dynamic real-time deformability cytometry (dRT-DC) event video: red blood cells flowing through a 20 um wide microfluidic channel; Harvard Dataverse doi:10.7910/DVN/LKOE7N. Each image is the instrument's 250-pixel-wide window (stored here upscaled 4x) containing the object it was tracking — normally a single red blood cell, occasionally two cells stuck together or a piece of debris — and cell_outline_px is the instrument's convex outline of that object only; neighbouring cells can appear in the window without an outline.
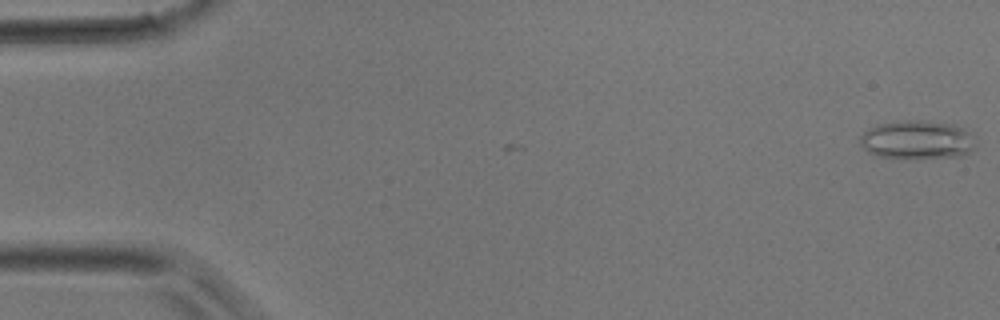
{"species": "common noctule bat (a hibernating species)", "species_latin": "Nyctalus noctula", "temperature_condition": "room temperature", "stored_images_in_passage": 35, "camera_frame_rate_fps": 3000, "um_per_image_px": 0.085, "animal": {"sex": "male", "body_mass_g": 17.9}, "frame": {"image": 1, "passage_image": 1, "time_ms": 0.0, "image_size_px": [1000, 320], "cell_outline_px": [[976, 144], [972, 152], [964, 156], [880, 156], [868, 152], [860, 144], [860, 136], [864, 132], [880, 124], [900, 120], [920, 120], [952, 124], [964, 128], [968, 132]], "centroid_in_image_um": [77.99, 11.85], "position_along_channel_um": 7.0, "area_um2": 25.26}}
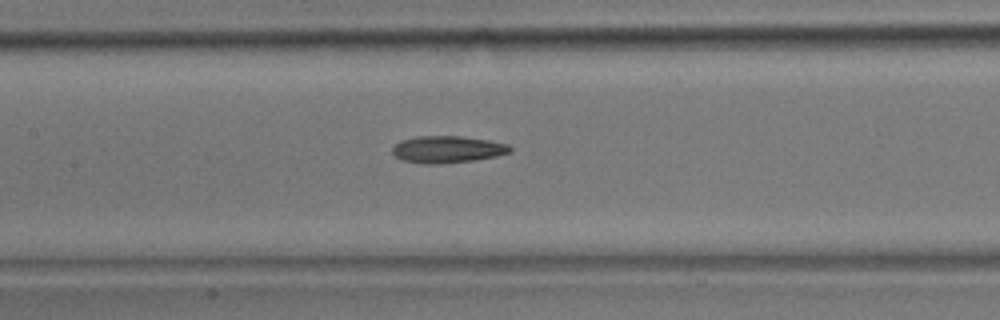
{"frame": {"image": 2, "passage_image": 19, "time_ms": 6.0, "image_size_px": [1000, 320], "cell_outline_px": [[512, 152], [496, 156], [472, 160], [440, 164], [420, 164], [400, 160], [392, 152], [392, 144], [400, 140], [416, 136], [460, 136], [488, 140], [508, 144], [512, 148]], "centroid_in_image_um": [37.97, 12.7], "position_along_channel_um": 169.4, "area_um2": 18.73}}
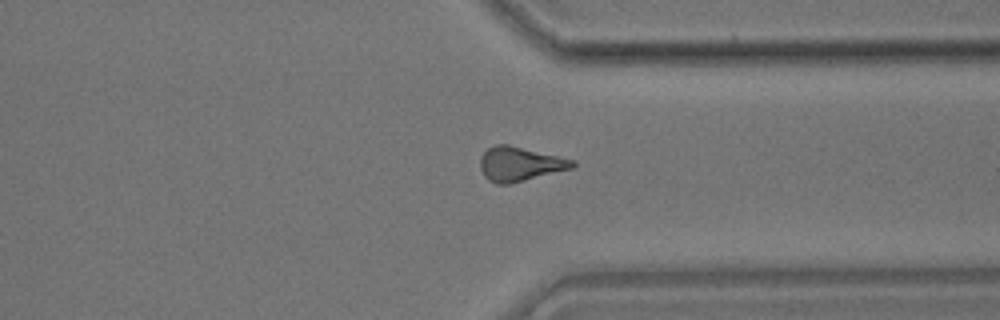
{"frame": {"image": 3, "passage_image": 31, "time_ms": 10.0, "image_size_px": [1000, 320], "cell_outline_px": [[576, 164], [572, 168], [512, 184], [496, 184], [488, 180], [484, 176], [480, 168], [480, 156], [488, 148], [496, 144], [508, 144], [576, 160]], "centroid_in_image_um": [44.18, 13.94], "position_along_channel_um": 367.2, "area_um2": 18.61}}